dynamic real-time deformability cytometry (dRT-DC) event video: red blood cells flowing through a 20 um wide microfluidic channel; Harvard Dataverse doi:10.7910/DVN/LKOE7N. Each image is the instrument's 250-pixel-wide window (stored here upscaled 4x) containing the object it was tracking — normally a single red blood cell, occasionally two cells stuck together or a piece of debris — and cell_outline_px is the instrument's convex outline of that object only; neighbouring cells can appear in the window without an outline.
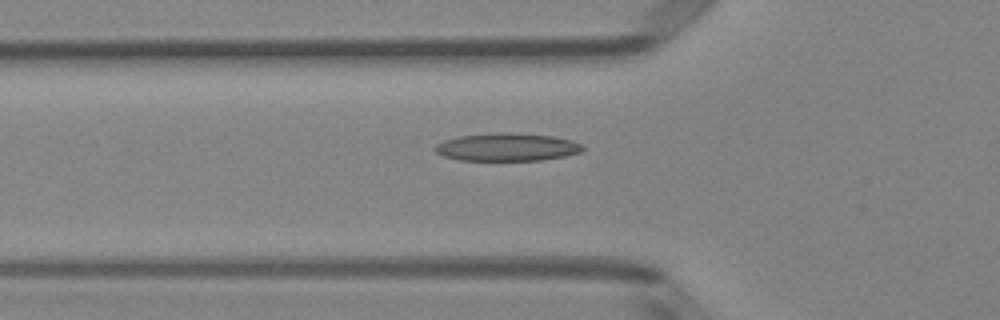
{"species": "Egyptian fruit bat (a non-hibernating species)", "species_latin": "Rousettus aegyptiacus", "temperature_condition": "room temperature", "stored_images_in_passage": 50, "camera_frame_rate_fps": 3000, "um_per_image_px": 0.085, "animal": {"sex": "female"}, "frame": {"image": 1, "passage_image": 18, "time_ms": 5.667, "image_size_px": [1000, 320], "cell_outline_px": [[584, 148], [580, 152], [564, 156], [540, 160], [460, 160], [444, 156], [436, 152], [432, 148], [436, 144], [444, 140], [460, 136], [552, 136], [572, 140], [584, 144]], "centroid_in_image_um": [43.11, 12.56], "position_along_channel_um": 82.7, "area_um2": 22.48}}
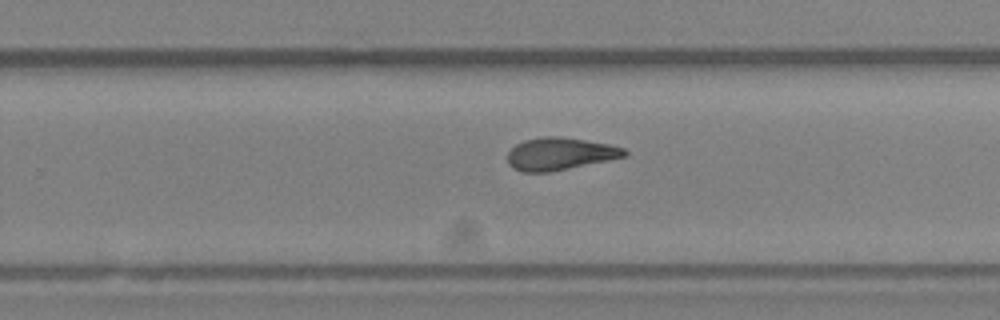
{"frame": {"image": 2, "passage_image": 33, "time_ms": 10.667, "image_size_px": [1000, 320], "cell_outline_px": [[628, 156], [548, 172], [524, 172], [512, 168], [508, 164], [508, 152], [516, 144], [524, 140], [544, 136], [560, 136], [608, 144], [624, 148], [628, 152]], "centroid_in_image_um": [47.58, 13.07], "position_along_channel_um": 282.2, "area_um2": 21.96}}
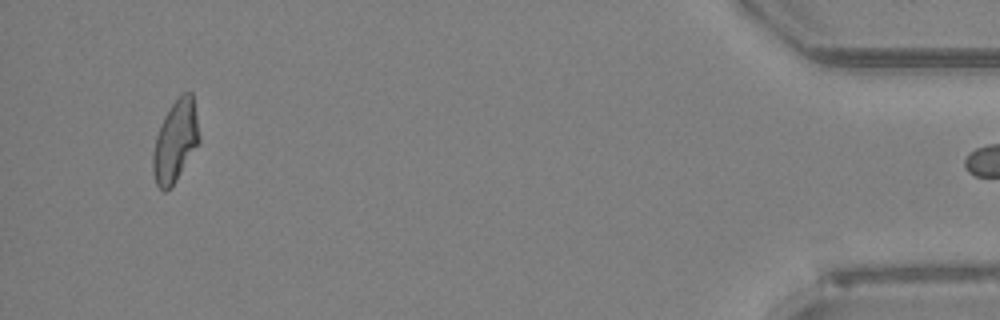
{"frame": {"image": 3, "passage_image": 49, "time_ms": 16.0, "image_size_px": [1000, 320], "cell_outline_px": [[200, 140], [176, 180], [164, 192], [156, 184], [152, 172], [152, 152], [156, 136], [164, 116], [172, 104], [184, 92], [192, 92], [200, 136]], "centroid_in_image_um": [14.89, 12.0], "position_along_channel_um": 420.3, "area_um2": 21.68}}